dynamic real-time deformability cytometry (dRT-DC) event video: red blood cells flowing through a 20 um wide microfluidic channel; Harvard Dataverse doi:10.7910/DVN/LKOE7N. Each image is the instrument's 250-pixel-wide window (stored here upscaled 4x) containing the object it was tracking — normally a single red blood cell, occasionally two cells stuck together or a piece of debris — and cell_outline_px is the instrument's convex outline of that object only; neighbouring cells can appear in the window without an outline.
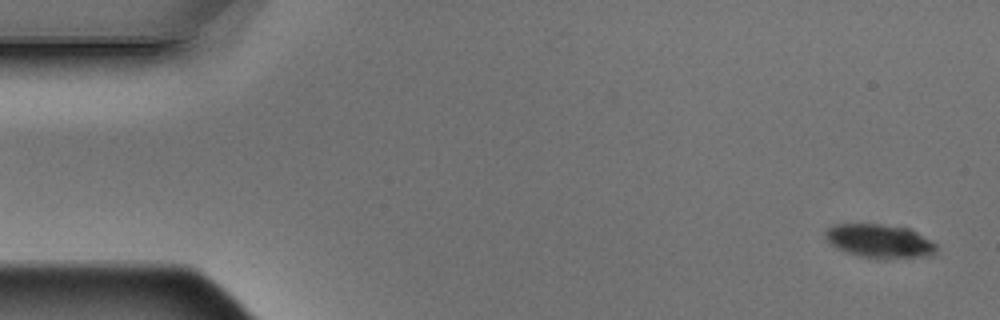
{"species": "Egyptian fruit bat (a non-hibernating species)", "species_latin": "Rousettus aegyptiacus", "temperature_condition": "warm", "stored_images_in_passage": 4, "segment_of_instrument_passage": [2, 2], "camera_frame_rate_fps": 3000, "um_per_image_px": 0.085, "animal": {"sex": "male"}, "frame": {"image": 1, "passage_image": 4, "time_ms": 1.0, "image_size_px": [1000, 320], "cell_outline_px": [[936, 252], [932, 256], [860, 256], [844, 252], [836, 248], [824, 236], [824, 232], [832, 224], [880, 224], [908, 228], [932, 240], [936, 244]], "centroid_in_image_um": [74.73, 20.45], "position_along_channel_um": 10.3, "area_um2": 21.15}}